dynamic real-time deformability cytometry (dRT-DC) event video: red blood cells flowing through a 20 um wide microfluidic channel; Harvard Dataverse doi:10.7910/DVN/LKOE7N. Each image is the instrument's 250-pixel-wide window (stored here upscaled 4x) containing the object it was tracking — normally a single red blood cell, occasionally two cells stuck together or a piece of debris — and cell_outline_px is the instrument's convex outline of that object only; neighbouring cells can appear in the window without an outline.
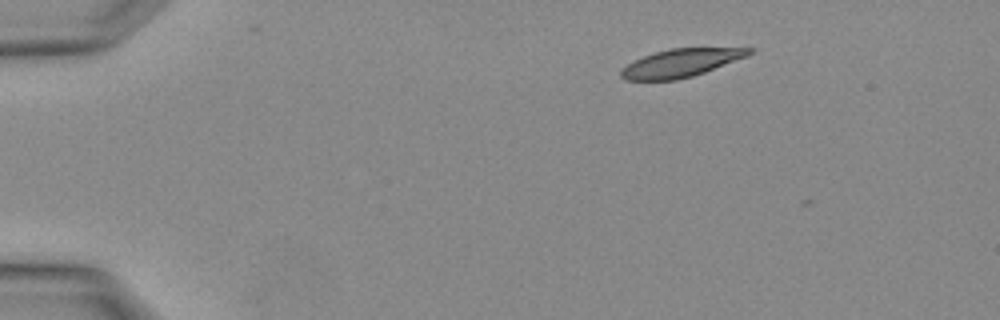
{"species": "Egyptian fruit bat (a non-hibernating species)", "species_latin": "Rousettus aegyptiacus", "temperature_condition": "warm", "stored_images_in_passage": 3, "camera_frame_rate_fps": 3000, "um_per_image_px": 0.085, "animal": {"sex": "female"}, "frame": {"image": 1, "passage_image": 1, "time_ms": 0.0, "image_size_px": [1000, 320], "cell_outline_px": [[756, 48], [748, 56], [704, 72], [692, 76], [676, 80], [624, 80], [620, 76], [620, 72], [628, 64], [644, 56], [656, 52], [672, 48]], "centroid_in_image_um": [57.89, 5.35], "position_along_channel_um": 27.1, "area_um2": 20.63}}
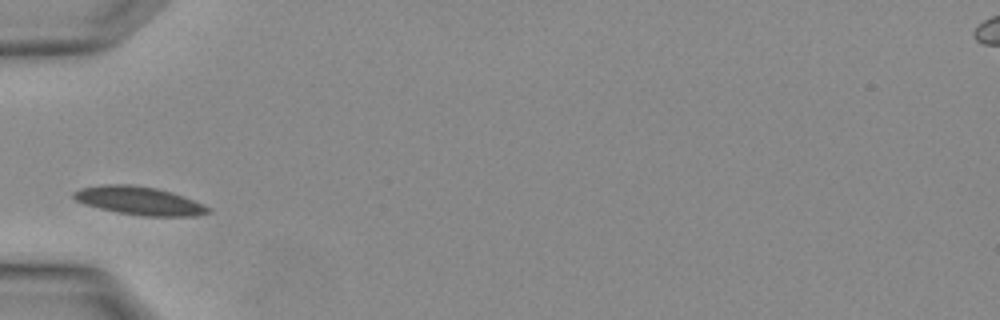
{"frame": {"image": 2, "passage_image": 3, "time_ms": 0.667, "image_size_px": [1000, 320], "cell_outline_px": [[212, 212], [196, 216], [144, 216], [116, 212], [84, 204], [76, 200], [72, 196], [72, 192], [80, 188], [100, 184], [132, 184], [156, 188], [172, 192], [192, 200], [208, 208]], "centroid_in_image_um": [11.78, 17.05], "position_along_channel_um": 73.2, "area_um2": 22.08}}